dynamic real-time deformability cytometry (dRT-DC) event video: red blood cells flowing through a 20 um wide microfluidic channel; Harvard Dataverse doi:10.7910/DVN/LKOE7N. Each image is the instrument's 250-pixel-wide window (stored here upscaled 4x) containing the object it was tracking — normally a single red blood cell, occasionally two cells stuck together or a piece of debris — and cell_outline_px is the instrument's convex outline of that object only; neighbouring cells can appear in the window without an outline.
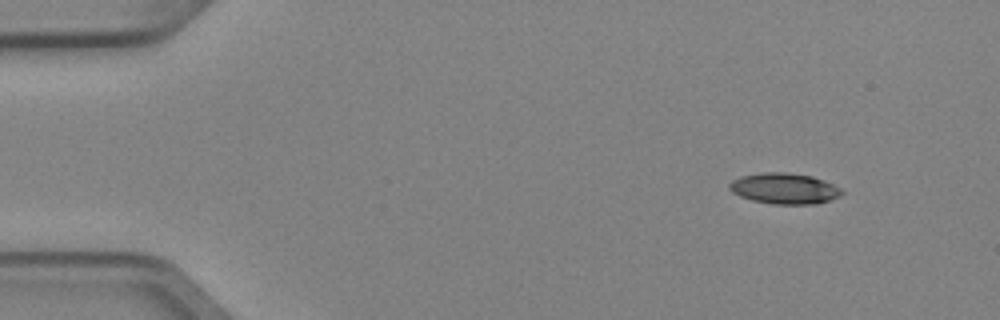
{"species": "Egyptian fruit bat (a non-hibernating species)", "species_latin": "Rousettus aegyptiacus", "temperature_condition": "cold", "stored_images_in_passage": 7, "camera_frame_rate_fps": 3000, "um_per_image_px": 0.085, "animal": {"sex": "female"}, "frame": {"image": 1, "passage_image": 1, "time_ms": 0.0, "image_size_px": [1000, 320], "cell_outline_px": [[844, 192], [840, 196], [816, 204], [772, 204], [752, 200], [740, 196], [732, 192], [728, 188], [728, 184], [732, 180], [740, 176], [764, 172], [788, 172], [812, 176], [824, 180], [840, 188]], "centroid_in_image_um": [66.65, 16.02], "position_along_channel_um": 18.3, "area_um2": 20.29}}
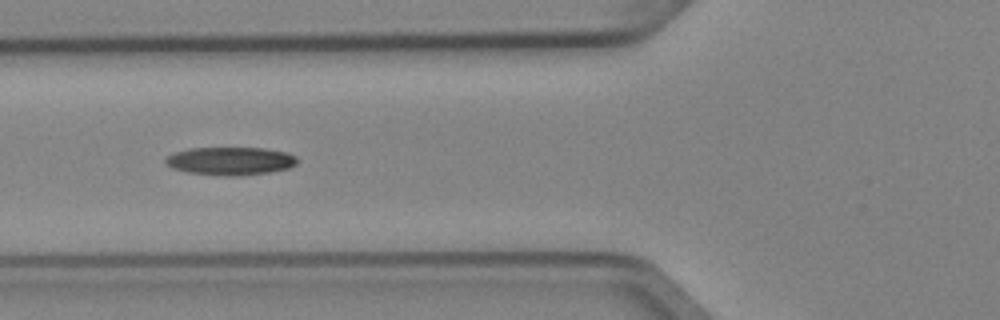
{"frame": {"image": 2, "passage_image": 5, "time_ms": 1.333, "image_size_px": [1000, 320], "cell_outline_px": [[296, 164], [288, 168], [272, 172], [240, 176], [228, 176], [184, 172], [172, 168], [164, 164], [164, 160], [168, 156], [176, 152], [188, 148], [264, 148], [288, 152], [296, 156]], "centroid_in_image_um": [19.57, 13.69], "position_along_channel_um": 106.2, "area_um2": 21.73}}